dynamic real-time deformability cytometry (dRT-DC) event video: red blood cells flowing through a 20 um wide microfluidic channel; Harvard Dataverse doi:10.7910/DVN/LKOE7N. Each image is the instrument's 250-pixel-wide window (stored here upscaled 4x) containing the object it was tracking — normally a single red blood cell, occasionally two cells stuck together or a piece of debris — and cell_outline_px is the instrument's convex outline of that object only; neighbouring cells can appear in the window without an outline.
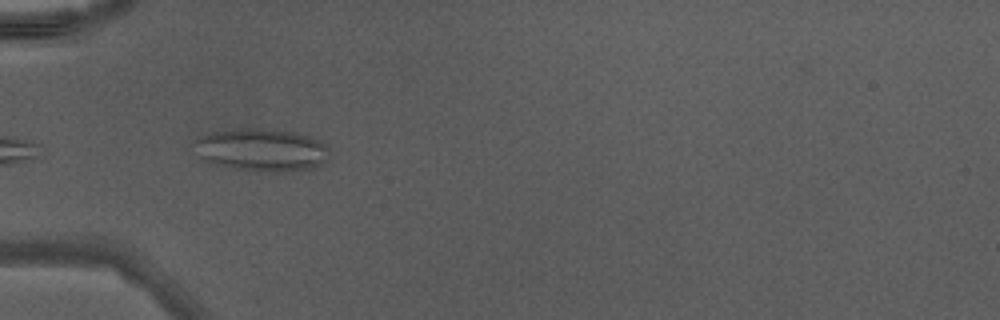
{"species": "Egyptian fruit bat (a non-hibernating species)", "species_latin": "Rousettus aegyptiacus", "temperature_condition": "warm", "stored_images_in_passage": 21, "camera_frame_rate_fps": 3000, "um_per_image_px": 0.085, "animal": {"sex": "male"}, "frame": {"image": 1, "passage_image": 1, "time_ms": 0.0, "image_size_px": [1000, 320], "cell_outline_px": [[328, 148], [324, 164], [316, 168], [284, 172], [276, 172], [232, 168], [212, 164], [200, 160], [196, 140], [200, 136], [208, 132], [236, 128], [252, 128], [292, 132], [308, 136], [324, 144]], "centroid_in_image_um": [22.21, 12.75], "position_along_channel_um": 62.8, "area_um2": 33.47}}